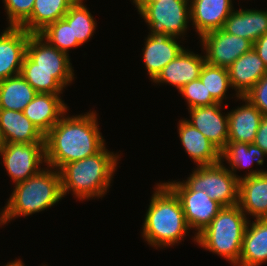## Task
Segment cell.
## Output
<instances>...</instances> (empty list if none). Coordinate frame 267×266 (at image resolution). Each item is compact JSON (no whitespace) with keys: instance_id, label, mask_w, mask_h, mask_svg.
<instances>
[{"instance_id":"6da1fadb","label":"cell","mask_w":267,"mask_h":266,"mask_svg":"<svg viewBox=\"0 0 267 266\" xmlns=\"http://www.w3.org/2000/svg\"><path fill=\"white\" fill-rule=\"evenodd\" d=\"M96 111L67 116L44 135L47 167L59 170L63 165L98 153L104 146Z\"/></svg>"},{"instance_id":"7a4b0ae2","label":"cell","mask_w":267,"mask_h":266,"mask_svg":"<svg viewBox=\"0 0 267 266\" xmlns=\"http://www.w3.org/2000/svg\"><path fill=\"white\" fill-rule=\"evenodd\" d=\"M145 214L142 236L149 245L172 246L190 230L178 196L164 182L157 183Z\"/></svg>"},{"instance_id":"3957f363","label":"cell","mask_w":267,"mask_h":266,"mask_svg":"<svg viewBox=\"0 0 267 266\" xmlns=\"http://www.w3.org/2000/svg\"><path fill=\"white\" fill-rule=\"evenodd\" d=\"M119 155L104 146L98 153L67 163L60 169L63 197L70 190L79 200L102 197L110 187Z\"/></svg>"},{"instance_id":"277c9868","label":"cell","mask_w":267,"mask_h":266,"mask_svg":"<svg viewBox=\"0 0 267 266\" xmlns=\"http://www.w3.org/2000/svg\"><path fill=\"white\" fill-rule=\"evenodd\" d=\"M14 187L2 209L3 225L18 216L44 211L63 197L60 172L52 167L45 170L42 168L38 174L15 184Z\"/></svg>"},{"instance_id":"5b68a950","label":"cell","mask_w":267,"mask_h":266,"mask_svg":"<svg viewBox=\"0 0 267 266\" xmlns=\"http://www.w3.org/2000/svg\"><path fill=\"white\" fill-rule=\"evenodd\" d=\"M249 220L238 205L223 207L211 223L197 235L196 243L226 258L235 266Z\"/></svg>"},{"instance_id":"8992f818","label":"cell","mask_w":267,"mask_h":266,"mask_svg":"<svg viewBox=\"0 0 267 266\" xmlns=\"http://www.w3.org/2000/svg\"><path fill=\"white\" fill-rule=\"evenodd\" d=\"M189 2L190 0H159L133 3L149 26L150 33L178 39L187 32V25L190 23Z\"/></svg>"},{"instance_id":"52a82bcc","label":"cell","mask_w":267,"mask_h":266,"mask_svg":"<svg viewBox=\"0 0 267 266\" xmlns=\"http://www.w3.org/2000/svg\"><path fill=\"white\" fill-rule=\"evenodd\" d=\"M191 191H204L213 201L223 207L238 205L239 179L224 166L223 161L198 166L186 181Z\"/></svg>"},{"instance_id":"ba28073f","label":"cell","mask_w":267,"mask_h":266,"mask_svg":"<svg viewBox=\"0 0 267 266\" xmlns=\"http://www.w3.org/2000/svg\"><path fill=\"white\" fill-rule=\"evenodd\" d=\"M2 162L15 184L38 174L45 159V143H5L0 151Z\"/></svg>"},{"instance_id":"9c48e42d","label":"cell","mask_w":267,"mask_h":266,"mask_svg":"<svg viewBox=\"0 0 267 266\" xmlns=\"http://www.w3.org/2000/svg\"><path fill=\"white\" fill-rule=\"evenodd\" d=\"M165 183L178 196L189 228L197 230L193 238L194 242L197 241V235L211 223L223 206L211 200L204 191H191L183 182Z\"/></svg>"},{"instance_id":"30bf717a","label":"cell","mask_w":267,"mask_h":266,"mask_svg":"<svg viewBox=\"0 0 267 266\" xmlns=\"http://www.w3.org/2000/svg\"><path fill=\"white\" fill-rule=\"evenodd\" d=\"M206 63L228 68L245 52L253 48V43L242 37L225 32L222 28L201 36Z\"/></svg>"},{"instance_id":"8fae6325","label":"cell","mask_w":267,"mask_h":266,"mask_svg":"<svg viewBox=\"0 0 267 266\" xmlns=\"http://www.w3.org/2000/svg\"><path fill=\"white\" fill-rule=\"evenodd\" d=\"M239 180L238 206L256 219L267 218V170H248ZM247 213V214H246Z\"/></svg>"},{"instance_id":"7c38bea8","label":"cell","mask_w":267,"mask_h":266,"mask_svg":"<svg viewBox=\"0 0 267 266\" xmlns=\"http://www.w3.org/2000/svg\"><path fill=\"white\" fill-rule=\"evenodd\" d=\"M31 34L22 27L8 26L0 35V81L20 75Z\"/></svg>"},{"instance_id":"4fadbf2b","label":"cell","mask_w":267,"mask_h":266,"mask_svg":"<svg viewBox=\"0 0 267 266\" xmlns=\"http://www.w3.org/2000/svg\"><path fill=\"white\" fill-rule=\"evenodd\" d=\"M222 103L188 109L191 120H186L209 139L220 151L228 142V114L221 113Z\"/></svg>"},{"instance_id":"5bb4252c","label":"cell","mask_w":267,"mask_h":266,"mask_svg":"<svg viewBox=\"0 0 267 266\" xmlns=\"http://www.w3.org/2000/svg\"><path fill=\"white\" fill-rule=\"evenodd\" d=\"M233 11L232 0H190V20L199 37L223 28Z\"/></svg>"},{"instance_id":"9a60e30c","label":"cell","mask_w":267,"mask_h":266,"mask_svg":"<svg viewBox=\"0 0 267 266\" xmlns=\"http://www.w3.org/2000/svg\"><path fill=\"white\" fill-rule=\"evenodd\" d=\"M143 60L151 81L162 69L174 60L184 48L177 42L176 37L149 33L145 39Z\"/></svg>"},{"instance_id":"2e32d148","label":"cell","mask_w":267,"mask_h":266,"mask_svg":"<svg viewBox=\"0 0 267 266\" xmlns=\"http://www.w3.org/2000/svg\"><path fill=\"white\" fill-rule=\"evenodd\" d=\"M205 62V56L184 49L162 69L152 82L168 83L179 91L184 85L199 78Z\"/></svg>"},{"instance_id":"e0dca14e","label":"cell","mask_w":267,"mask_h":266,"mask_svg":"<svg viewBox=\"0 0 267 266\" xmlns=\"http://www.w3.org/2000/svg\"><path fill=\"white\" fill-rule=\"evenodd\" d=\"M60 94L37 93L23 110L24 115L45 135L65 115L67 104Z\"/></svg>"},{"instance_id":"ac0fdd59","label":"cell","mask_w":267,"mask_h":266,"mask_svg":"<svg viewBox=\"0 0 267 266\" xmlns=\"http://www.w3.org/2000/svg\"><path fill=\"white\" fill-rule=\"evenodd\" d=\"M228 71L232 89L238 97L244 96L267 73V67L252 48L234 61Z\"/></svg>"},{"instance_id":"d6986e66","label":"cell","mask_w":267,"mask_h":266,"mask_svg":"<svg viewBox=\"0 0 267 266\" xmlns=\"http://www.w3.org/2000/svg\"><path fill=\"white\" fill-rule=\"evenodd\" d=\"M245 105L228 113V141L251 144L263 118L262 112L244 96H238Z\"/></svg>"},{"instance_id":"ffe728a7","label":"cell","mask_w":267,"mask_h":266,"mask_svg":"<svg viewBox=\"0 0 267 266\" xmlns=\"http://www.w3.org/2000/svg\"><path fill=\"white\" fill-rule=\"evenodd\" d=\"M178 130L181 145L197 166L221 162V151L185 118L179 120Z\"/></svg>"},{"instance_id":"44dd1931","label":"cell","mask_w":267,"mask_h":266,"mask_svg":"<svg viewBox=\"0 0 267 266\" xmlns=\"http://www.w3.org/2000/svg\"><path fill=\"white\" fill-rule=\"evenodd\" d=\"M26 55L32 60V70L74 71L69 56L51 46L39 34H31Z\"/></svg>"},{"instance_id":"7402d4cb","label":"cell","mask_w":267,"mask_h":266,"mask_svg":"<svg viewBox=\"0 0 267 266\" xmlns=\"http://www.w3.org/2000/svg\"><path fill=\"white\" fill-rule=\"evenodd\" d=\"M0 129L5 143H44V135L21 111L0 109Z\"/></svg>"},{"instance_id":"603a6c76","label":"cell","mask_w":267,"mask_h":266,"mask_svg":"<svg viewBox=\"0 0 267 266\" xmlns=\"http://www.w3.org/2000/svg\"><path fill=\"white\" fill-rule=\"evenodd\" d=\"M225 32L245 38L254 43L267 32V10H234L222 28Z\"/></svg>"},{"instance_id":"cb8c5ba5","label":"cell","mask_w":267,"mask_h":266,"mask_svg":"<svg viewBox=\"0 0 267 266\" xmlns=\"http://www.w3.org/2000/svg\"><path fill=\"white\" fill-rule=\"evenodd\" d=\"M248 222L240 259L235 266H259L267 261V218Z\"/></svg>"},{"instance_id":"d4e9b609","label":"cell","mask_w":267,"mask_h":266,"mask_svg":"<svg viewBox=\"0 0 267 266\" xmlns=\"http://www.w3.org/2000/svg\"><path fill=\"white\" fill-rule=\"evenodd\" d=\"M73 72L32 70V60L25 54L20 74L37 93L62 94L74 80Z\"/></svg>"},{"instance_id":"484cf974","label":"cell","mask_w":267,"mask_h":266,"mask_svg":"<svg viewBox=\"0 0 267 266\" xmlns=\"http://www.w3.org/2000/svg\"><path fill=\"white\" fill-rule=\"evenodd\" d=\"M76 0H35L31 16L20 26L30 34H39L49 24L62 19Z\"/></svg>"},{"instance_id":"4316f807","label":"cell","mask_w":267,"mask_h":266,"mask_svg":"<svg viewBox=\"0 0 267 266\" xmlns=\"http://www.w3.org/2000/svg\"><path fill=\"white\" fill-rule=\"evenodd\" d=\"M37 92L17 75L0 81V109L21 111L33 100Z\"/></svg>"},{"instance_id":"83f0119b","label":"cell","mask_w":267,"mask_h":266,"mask_svg":"<svg viewBox=\"0 0 267 266\" xmlns=\"http://www.w3.org/2000/svg\"><path fill=\"white\" fill-rule=\"evenodd\" d=\"M267 154L255 144H247L235 141H228L225 148L221 151V161H227L230 170L235 177L240 180L241 176L236 175V170L250 168L254 161L257 165H263Z\"/></svg>"},{"instance_id":"f1b7e54d","label":"cell","mask_w":267,"mask_h":266,"mask_svg":"<svg viewBox=\"0 0 267 266\" xmlns=\"http://www.w3.org/2000/svg\"><path fill=\"white\" fill-rule=\"evenodd\" d=\"M63 19L72 24L73 40H77L80 45L86 43L96 29V21L83 0H76L69 8Z\"/></svg>"},{"instance_id":"f546056e","label":"cell","mask_w":267,"mask_h":266,"mask_svg":"<svg viewBox=\"0 0 267 266\" xmlns=\"http://www.w3.org/2000/svg\"><path fill=\"white\" fill-rule=\"evenodd\" d=\"M199 78L205 85L207 92H210L217 102L223 104V99L226 100L227 98L226 92L229 87L232 88L228 68L213 66L205 62Z\"/></svg>"},{"instance_id":"4dcf8cb0","label":"cell","mask_w":267,"mask_h":266,"mask_svg":"<svg viewBox=\"0 0 267 266\" xmlns=\"http://www.w3.org/2000/svg\"><path fill=\"white\" fill-rule=\"evenodd\" d=\"M39 35L67 55L68 49L81 46L77 40H73L72 24H68L63 18L49 24Z\"/></svg>"},{"instance_id":"1f68e13d","label":"cell","mask_w":267,"mask_h":266,"mask_svg":"<svg viewBox=\"0 0 267 266\" xmlns=\"http://www.w3.org/2000/svg\"><path fill=\"white\" fill-rule=\"evenodd\" d=\"M179 92L185 97L189 107L188 109L217 103L210 92H207V89L200 78L184 85Z\"/></svg>"},{"instance_id":"d6a6232c","label":"cell","mask_w":267,"mask_h":266,"mask_svg":"<svg viewBox=\"0 0 267 266\" xmlns=\"http://www.w3.org/2000/svg\"><path fill=\"white\" fill-rule=\"evenodd\" d=\"M35 0H3L9 26L20 27L30 16Z\"/></svg>"},{"instance_id":"836d02e7","label":"cell","mask_w":267,"mask_h":266,"mask_svg":"<svg viewBox=\"0 0 267 266\" xmlns=\"http://www.w3.org/2000/svg\"><path fill=\"white\" fill-rule=\"evenodd\" d=\"M267 116V73L244 95Z\"/></svg>"},{"instance_id":"e575fe53","label":"cell","mask_w":267,"mask_h":266,"mask_svg":"<svg viewBox=\"0 0 267 266\" xmlns=\"http://www.w3.org/2000/svg\"><path fill=\"white\" fill-rule=\"evenodd\" d=\"M253 144L261 148L267 154V116H263L257 130Z\"/></svg>"},{"instance_id":"d590c367","label":"cell","mask_w":267,"mask_h":266,"mask_svg":"<svg viewBox=\"0 0 267 266\" xmlns=\"http://www.w3.org/2000/svg\"><path fill=\"white\" fill-rule=\"evenodd\" d=\"M253 48L267 67V32L253 43Z\"/></svg>"},{"instance_id":"8d00e7d4","label":"cell","mask_w":267,"mask_h":266,"mask_svg":"<svg viewBox=\"0 0 267 266\" xmlns=\"http://www.w3.org/2000/svg\"><path fill=\"white\" fill-rule=\"evenodd\" d=\"M4 266H25L24 263L20 259L14 260L12 262H8L7 265Z\"/></svg>"},{"instance_id":"74e56055","label":"cell","mask_w":267,"mask_h":266,"mask_svg":"<svg viewBox=\"0 0 267 266\" xmlns=\"http://www.w3.org/2000/svg\"><path fill=\"white\" fill-rule=\"evenodd\" d=\"M4 145H5V141H4L1 129H0V151L4 147Z\"/></svg>"},{"instance_id":"f35d334b","label":"cell","mask_w":267,"mask_h":266,"mask_svg":"<svg viewBox=\"0 0 267 266\" xmlns=\"http://www.w3.org/2000/svg\"><path fill=\"white\" fill-rule=\"evenodd\" d=\"M159 0H133V2H155Z\"/></svg>"},{"instance_id":"ab89813d","label":"cell","mask_w":267,"mask_h":266,"mask_svg":"<svg viewBox=\"0 0 267 266\" xmlns=\"http://www.w3.org/2000/svg\"><path fill=\"white\" fill-rule=\"evenodd\" d=\"M0 223H3L2 212L0 213Z\"/></svg>"}]
</instances>
